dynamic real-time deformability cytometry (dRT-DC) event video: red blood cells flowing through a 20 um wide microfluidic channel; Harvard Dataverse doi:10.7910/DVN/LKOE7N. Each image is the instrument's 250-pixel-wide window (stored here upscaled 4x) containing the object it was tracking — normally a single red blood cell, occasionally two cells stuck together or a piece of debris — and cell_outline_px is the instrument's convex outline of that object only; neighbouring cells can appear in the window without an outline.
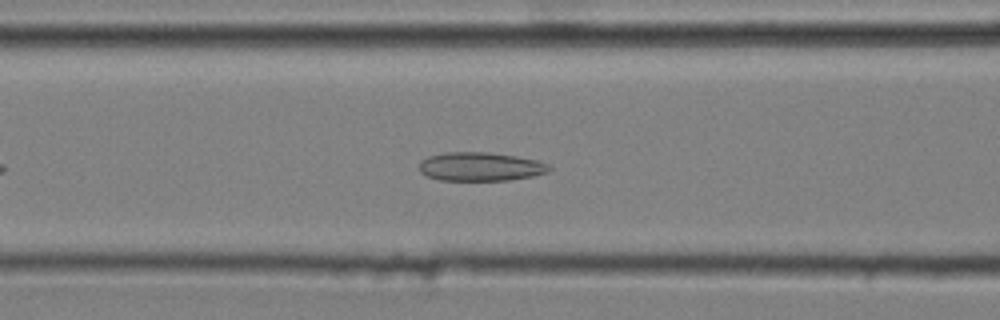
{"species": "common noctule bat (a hibernating species)", "species_latin": "Nyctalus noctula", "temperature_condition": "cold", "stored_images_in_passage": 42, "camera_frame_rate_fps": 3000, "um_per_image_px": 0.085, "animal": {"sex": "male", "body_mass_g": 20.4}, "frame": {"image": 1, "passage_image": 12, "time_ms": 3.667, "image_size_px": [1000, 320], "cell_outline_px": [[552, 168], [548, 172], [532, 176], [508, 180], [440, 180], [428, 176], [420, 172], [420, 160], [428, 156], [444, 152], [488, 152], [516, 156], [536, 160], [548, 164]], "centroid_in_image_um": [40.83, 14.15], "position_along_channel_um": 125.8, "area_um2": 21.73}}
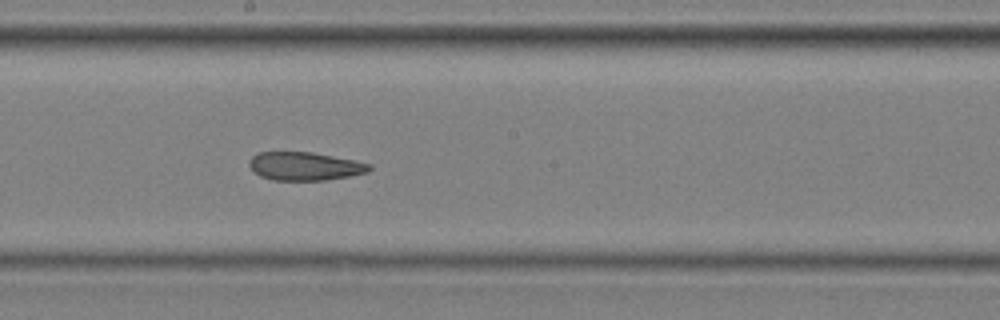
{"frame": {"image": 2, "passage_image": 20, "time_ms": 6.333, "image_size_px": [1000, 320], "cell_outline_px": [[372, 168], [368, 172], [348, 176], [324, 180], [272, 180], [260, 176], [248, 164], [248, 160], [252, 156], [260, 152], [312, 152], [372, 164]], "centroid_in_image_um": [25.9, 14.12], "position_along_channel_um": 222.3, "area_um2": 19.65}}
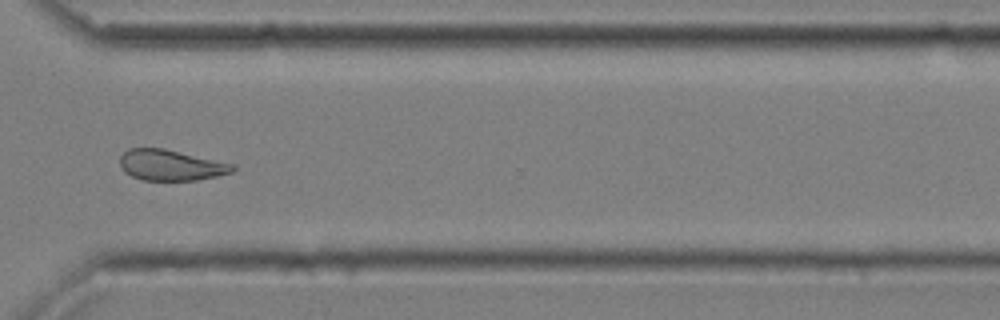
{"frame": {"image": 3, "passage_image": 31, "time_ms": 10.0, "image_size_px": [1000, 320], "cell_outline_px": [[236, 168], [232, 172], [216, 176], [196, 180], [144, 180], [132, 176], [124, 172], [120, 164], [120, 156], [128, 148], [164, 148], [236, 164]], "centroid_in_image_um": [14.53, 14.03], "position_along_channel_um": 356.1, "area_um2": 20.29}, "authors_computed_cell_mechanics": {"area_um2": 21.2704, "velocity_mm_per_s": 3.6263, "shape_relaxation_time_tau1_ms": null, "shape_relaxation_time_tau2_ms": 3.4386, "deformation_change_tau1": null, "deformation_change_tau2": 0.1084}}